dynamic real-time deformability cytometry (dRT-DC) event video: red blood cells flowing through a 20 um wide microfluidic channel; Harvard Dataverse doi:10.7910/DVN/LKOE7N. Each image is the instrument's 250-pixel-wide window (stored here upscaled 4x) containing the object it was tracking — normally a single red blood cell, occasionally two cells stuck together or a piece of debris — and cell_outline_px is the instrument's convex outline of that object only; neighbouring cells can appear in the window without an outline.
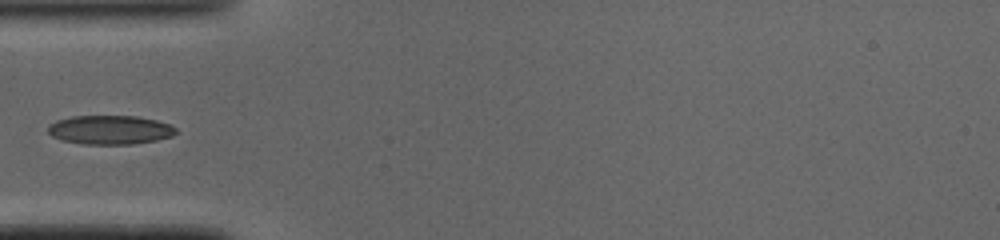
{"species": "common noctule bat (a hibernating species)", "species_latin": "Nyctalus noctula", "temperature_condition": "cold", "stored_images_in_passage": 34, "camera_frame_rate_fps": 3000, "um_per_image_px": 0.085, "animal": {"sex": "male", "body_mass_g": 19.0, "forearm_length_mm": 50.8}, "frame": {"image": 1, "passage_image": 1, "time_ms": 0.0, "image_size_px": [1000, 240], "cell_outline_px": [[180, 132], [172, 136], [156, 140], [132, 144], [84, 144], [60, 140], [52, 136], [48, 132], [48, 124], [56, 120], [72, 116], [136, 116], [156, 120], [168, 124], [176, 128]], "centroid_in_image_um": [9.34, 11.03], "position_along_channel_um": 75.7, "area_um2": 21.73}}
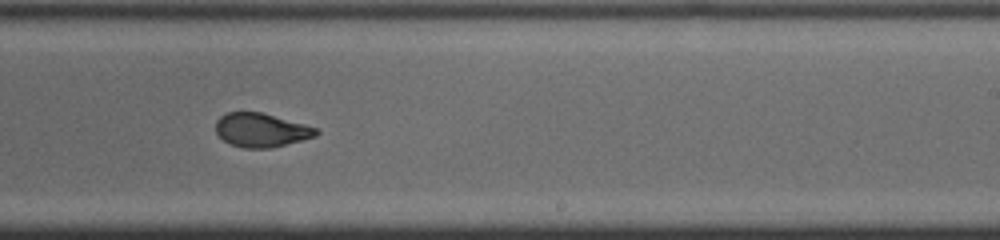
{"frame": {"image": 2, "passage_image": 15, "time_ms": 4.667, "image_size_px": [1000, 240], "cell_outline_px": [[320, 132], [316, 136], [272, 148], [244, 148], [232, 144], [224, 140], [216, 132], [216, 120], [220, 116], [228, 112], [260, 112], [320, 128]], "centroid_in_image_um": [22.23, 11.05], "position_along_channel_um": 266.8, "area_um2": 19.77}}
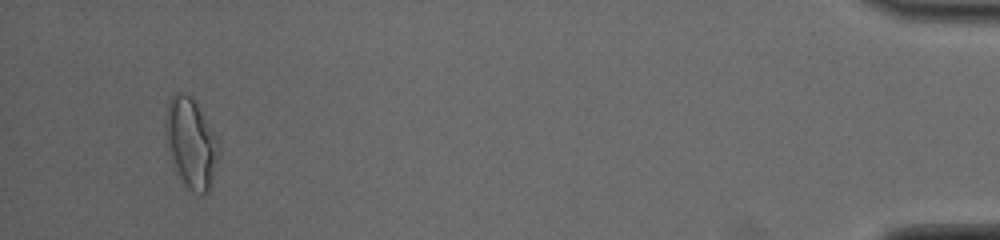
{"frame": {"image": 3, "passage_image": 32, "time_ms": 10.333, "image_size_px": [1000, 240], "cell_outline_px": [[220, 156], [212, 184], [208, 192], [200, 196], [184, 188], [172, 164], [168, 152], [164, 132], [164, 120], [168, 100], [176, 92], [180, 92], [188, 96], [196, 104], [220, 140]], "centroid_in_image_um": [16.24, 12.25], "position_along_channel_um": 419.0, "area_um2": 28.84}}